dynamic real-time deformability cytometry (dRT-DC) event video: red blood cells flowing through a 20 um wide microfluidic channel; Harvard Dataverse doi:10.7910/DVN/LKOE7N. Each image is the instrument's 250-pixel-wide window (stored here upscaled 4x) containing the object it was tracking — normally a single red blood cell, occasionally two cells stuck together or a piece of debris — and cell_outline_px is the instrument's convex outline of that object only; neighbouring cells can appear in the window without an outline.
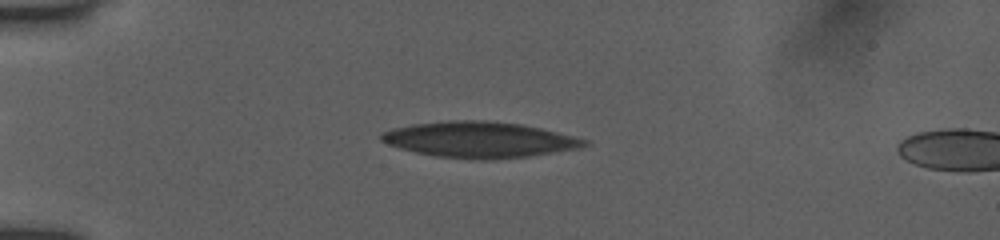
{"species": "human", "species_latin": "Homo sapiens", "temperature_condition": "room temperature", "stored_images_in_passage": 7, "camera_frame_rate_fps": 3000, "um_per_image_px": 0.085, "donor": {"sex": "female"}, "frame": {"image": 1, "passage_image": 5, "time_ms": 3.333, "image_size_px": [1000, 240], "cell_outline_px": [[592, 144], [580, 148], [528, 156], [492, 160], [472, 160], [436, 156], [416, 152], [400, 148], [388, 144], [380, 140], [380, 136], [384, 132], [392, 128], [412, 124], [448, 120], [480, 120], [520, 124], [540, 128], [588, 140]], "centroid_in_image_um": [40.75, 11.88], "position_along_channel_um": 44.3, "area_um2": 42.43}}